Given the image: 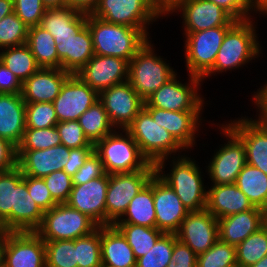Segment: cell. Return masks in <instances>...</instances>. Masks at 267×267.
I'll return each mask as SVG.
<instances>
[{"mask_svg":"<svg viewBox=\"0 0 267 267\" xmlns=\"http://www.w3.org/2000/svg\"><path fill=\"white\" fill-rule=\"evenodd\" d=\"M177 239L199 255L219 239L218 219L207 209L191 211L183 219L176 233Z\"/></svg>","mask_w":267,"mask_h":267,"instance_id":"cell-20","label":"cell"},{"mask_svg":"<svg viewBox=\"0 0 267 267\" xmlns=\"http://www.w3.org/2000/svg\"><path fill=\"white\" fill-rule=\"evenodd\" d=\"M13 7L15 14L28 28L40 25L47 9L42 0H13Z\"/></svg>","mask_w":267,"mask_h":267,"instance_id":"cell-49","label":"cell"},{"mask_svg":"<svg viewBox=\"0 0 267 267\" xmlns=\"http://www.w3.org/2000/svg\"><path fill=\"white\" fill-rule=\"evenodd\" d=\"M17 167V147L0 137V172Z\"/></svg>","mask_w":267,"mask_h":267,"instance_id":"cell-55","label":"cell"},{"mask_svg":"<svg viewBox=\"0 0 267 267\" xmlns=\"http://www.w3.org/2000/svg\"><path fill=\"white\" fill-rule=\"evenodd\" d=\"M256 13L267 18V0H256Z\"/></svg>","mask_w":267,"mask_h":267,"instance_id":"cell-61","label":"cell"},{"mask_svg":"<svg viewBox=\"0 0 267 267\" xmlns=\"http://www.w3.org/2000/svg\"><path fill=\"white\" fill-rule=\"evenodd\" d=\"M99 99V94L76 74H71L52 102L58 122L78 120Z\"/></svg>","mask_w":267,"mask_h":267,"instance_id":"cell-18","label":"cell"},{"mask_svg":"<svg viewBox=\"0 0 267 267\" xmlns=\"http://www.w3.org/2000/svg\"><path fill=\"white\" fill-rule=\"evenodd\" d=\"M165 17L181 0H149Z\"/></svg>","mask_w":267,"mask_h":267,"instance_id":"cell-59","label":"cell"},{"mask_svg":"<svg viewBox=\"0 0 267 267\" xmlns=\"http://www.w3.org/2000/svg\"><path fill=\"white\" fill-rule=\"evenodd\" d=\"M61 144L56 126L44 129L26 128L17 150L48 149Z\"/></svg>","mask_w":267,"mask_h":267,"instance_id":"cell-44","label":"cell"},{"mask_svg":"<svg viewBox=\"0 0 267 267\" xmlns=\"http://www.w3.org/2000/svg\"><path fill=\"white\" fill-rule=\"evenodd\" d=\"M188 156L189 153L160 160L155 165L156 174L175 191L189 212L201 211L207 205L208 184L204 182V178H207L206 170L204 173L199 162L193 156Z\"/></svg>","mask_w":267,"mask_h":267,"instance_id":"cell-1","label":"cell"},{"mask_svg":"<svg viewBox=\"0 0 267 267\" xmlns=\"http://www.w3.org/2000/svg\"><path fill=\"white\" fill-rule=\"evenodd\" d=\"M94 152L109 175L142 170L149 164L133 137L123 129H116L97 142Z\"/></svg>","mask_w":267,"mask_h":267,"instance_id":"cell-6","label":"cell"},{"mask_svg":"<svg viewBox=\"0 0 267 267\" xmlns=\"http://www.w3.org/2000/svg\"><path fill=\"white\" fill-rule=\"evenodd\" d=\"M176 234H163L150 251L136 260V267H167L171 261Z\"/></svg>","mask_w":267,"mask_h":267,"instance_id":"cell-41","label":"cell"},{"mask_svg":"<svg viewBox=\"0 0 267 267\" xmlns=\"http://www.w3.org/2000/svg\"><path fill=\"white\" fill-rule=\"evenodd\" d=\"M98 100L103 104L115 129L123 130L133 122L145 103L128 81L101 91Z\"/></svg>","mask_w":267,"mask_h":267,"instance_id":"cell-16","label":"cell"},{"mask_svg":"<svg viewBox=\"0 0 267 267\" xmlns=\"http://www.w3.org/2000/svg\"><path fill=\"white\" fill-rule=\"evenodd\" d=\"M114 225L126 237L136 259L147 254L156 241L164 234L156 227H147L128 223H115Z\"/></svg>","mask_w":267,"mask_h":267,"instance_id":"cell-38","label":"cell"},{"mask_svg":"<svg viewBox=\"0 0 267 267\" xmlns=\"http://www.w3.org/2000/svg\"><path fill=\"white\" fill-rule=\"evenodd\" d=\"M98 227L87 215L62 203L44 212L42 224L35 232L44 241L75 240Z\"/></svg>","mask_w":267,"mask_h":267,"instance_id":"cell-10","label":"cell"},{"mask_svg":"<svg viewBox=\"0 0 267 267\" xmlns=\"http://www.w3.org/2000/svg\"><path fill=\"white\" fill-rule=\"evenodd\" d=\"M56 129L61 138V144L68 148L94 147L86 138L78 120L58 122Z\"/></svg>","mask_w":267,"mask_h":267,"instance_id":"cell-47","label":"cell"},{"mask_svg":"<svg viewBox=\"0 0 267 267\" xmlns=\"http://www.w3.org/2000/svg\"><path fill=\"white\" fill-rule=\"evenodd\" d=\"M257 17L245 21H237L225 34L216 55L213 67L201 78L203 82L217 74L236 71L253 63L263 56L262 47L257 34ZM256 23V24H255ZM259 40V41H258ZM247 64V65H246Z\"/></svg>","mask_w":267,"mask_h":267,"instance_id":"cell-2","label":"cell"},{"mask_svg":"<svg viewBox=\"0 0 267 267\" xmlns=\"http://www.w3.org/2000/svg\"><path fill=\"white\" fill-rule=\"evenodd\" d=\"M267 255V229L260 228L236 246V262L249 267Z\"/></svg>","mask_w":267,"mask_h":267,"instance_id":"cell-39","label":"cell"},{"mask_svg":"<svg viewBox=\"0 0 267 267\" xmlns=\"http://www.w3.org/2000/svg\"><path fill=\"white\" fill-rule=\"evenodd\" d=\"M3 259V232L0 231V267H2Z\"/></svg>","mask_w":267,"mask_h":267,"instance_id":"cell-65","label":"cell"},{"mask_svg":"<svg viewBox=\"0 0 267 267\" xmlns=\"http://www.w3.org/2000/svg\"><path fill=\"white\" fill-rule=\"evenodd\" d=\"M253 207L235 184L208 185L206 209L217 219L247 211Z\"/></svg>","mask_w":267,"mask_h":267,"instance_id":"cell-28","label":"cell"},{"mask_svg":"<svg viewBox=\"0 0 267 267\" xmlns=\"http://www.w3.org/2000/svg\"><path fill=\"white\" fill-rule=\"evenodd\" d=\"M42 2L47 9L65 7V0H42Z\"/></svg>","mask_w":267,"mask_h":267,"instance_id":"cell-62","label":"cell"},{"mask_svg":"<svg viewBox=\"0 0 267 267\" xmlns=\"http://www.w3.org/2000/svg\"><path fill=\"white\" fill-rule=\"evenodd\" d=\"M28 27L12 12L0 21V49L26 44Z\"/></svg>","mask_w":267,"mask_h":267,"instance_id":"cell-45","label":"cell"},{"mask_svg":"<svg viewBox=\"0 0 267 267\" xmlns=\"http://www.w3.org/2000/svg\"><path fill=\"white\" fill-rule=\"evenodd\" d=\"M93 152L94 147L71 148L69 150L68 168H63V170L72 177Z\"/></svg>","mask_w":267,"mask_h":267,"instance_id":"cell-56","label":"cell"},{"mask_svg":"<svg viewBox=\"0 0 267 267\" xmlns=\"http://www.w3.org/2000/svg\"><path fill=\"white\" fill-rule=\"evenodd\" d=\"M70 148L63 144L40 150H17V167L24 176L44 178L68 168Z\"/></svg>","mask_w":267,"mask_h":267,"instance_id":"cell-23","label":"cell"},{"mask_svg":"<svg viewBox=\"0 0 267 267\" xmlns=\"http://www.w3.org/2000/svg\"><path fill=\"white\" fill-rule=\"evenodd\" d=\"M109 174L73 185L66 204L91 218L99 227L106 225V192Z\"/></svg>","mask_w":267,"mask_h":267,"instance_id":"cell-21","label":"cell"},{"mask_svg":"<svg viewBox=\"0 0 267 267\" xmlns=\"http://www.w3.org/2000/svg\"><path fill=\"white\" fill-rule=\"evenodd\" d=\"M262 227V209L255 206L247 211L218 219L219 239L234 246Z\"/></svg>","mask_w":267,"mask_h":267,"instance_id":"cell-27","label":"cell"},{"mask_svg":"<svg viewBox=\"0 0 267 267\" xmlns=\"http://www.w3.org/2000/svg\"><path fill=\"white\" fill-rule=\"evenodd\" d=\"M209 1L221 7L236 21H245L257 16L256 0H209Z\"/></svg>","mask_w":267,"mask_h":267,"instance_id":"cell-50","label":"cell"},{"mask_svg":"<svg viewBox=\"0 0 267 267\" xmlns=\"http://www.w3.org/2000/svg\"><path fill=\"white\" fill-rule=\"evenodd\" d=\"M180 14L183 33L203 31L215 27L234 25V20L225 10L209 0H181L166 16Z\"/></svg>","mask_w":267,"mask_h":267,"instance_id":"cell-14","label":"cell"},{"mask_svg":"<svg viewBox=\"0 0 267 267\" xmlns=\"http://www.w3.org/2000/svg\"><path fill=\"white\" fill-rule=\"evenodd\" d=\"M235 185L253 206L262 209L267 204V175L260 169L246 163L238 174Z\"/></svg>","mask_w":267,"mask_h":267,"instance_id":"cell-34","label":"cell"},{"mask_svg":"<svg viewBox=\"0 0 267 267\" xmlns=\"http://www.w3.org/2000/svg\"><path fill=\"white\" fill-rule=\"evenodd\" d=\"M134 252L115 225L101 226L102 267H136Z\"/></svg>","mask_w":267,"mask_h":267,"instance_id":"cell-29","label":"cell"},{"mask_svg":"<svg viewBox=\"0 0 267 267\" xmlns=\"http://www.w3.org/2000/svg\"><path fill=\"white\" fill-rule=\"evenodd\" d=\"M0 61L24 83L40 67L27 44L0 49Z\"/></svg>","mask_w":267,"mask_h":267,"instance_id":"cell-35","label":"cell"},{"mask_svg":"<svg viewBox=\"0 0 267 267\" xmlns=\"http://www.w3.org/2000/svg\"><path fill=\"white\" fill-rule=\"evenodd\" d=\"M86 24L87 13L69 6L46 9L40 22V26L54 39L76 35Z\"/></svg>","mask_w":267,"mask_h":267,"instance_id":"cell-31","label":"cell"},{"mask_svg":"<svg viewBox=\"0 0 267 267\" xmlns=\"http://www.w3.org/2000/svg\"><path fill=\"white\" fill-rule=\"evenodd\" d=\"M70 72L61 68H39L22 83V98L25 103L53 102Z\"/></svg>","mask_w":267,"mask_h":267,"instance_id":"cell-25","label":"cell"},{"mask_svg":"<svg viewBox=\"0 0 267 267\" xmlns=\"http://www.w3.org/2000/svg\"><path fill=\"white\" fill-rule=\"evenodd\" d=\"M167 267H197V255L190 247L177 240Z\"/></svg>","mask_w":267,"mask_h":267,"instance_id":"cell-53","label":"cell"},{"mask_svg":"<svg viewBox=\"0 0 267 267\" xmlns=\"http://www.w3.org/2000/svg\"><path fill=\"white\" fill-rule=\"evenodd\" d=\"M151 115L153 120L164 127L174 138L187 150L192 151L197 145V140L204 122L213 127V121L205 120L204 111H170L156 107H144ZM211 124V126H210ZM203 125V126H201ZM200 130V131H199ZM200 133V134H199Z\"/></svg>","mask_w":267,"mask_h":267,"instance_id":"cell-15","label":"cell"},{"mask_svg":"<svg viewBox=\"0 0 267 267\" xmlns=\"http://www.w3.org/2000/svg\"><path fill=\"white\" fill-rule=\"evenodd\" d=\"M155 49L149 39L128 63V82L144 101L178 73Z\"/></svg>","mask_w":267,"mask_h":267,"instance_id":"cell-4","label":"cell"},{"mask_svg":"<svg viewBox=\"0 0 267 267\" xmlns=\"http://www.w3.org/2000/svg\"><path fill=\"white\" fill-rule=\"evenodd\" d=\"M26 103L21 94H0V137L16 147L26 129Z\"/></svg>","mask_w":267,"mask_h":267,"instance_id":"cell-26","label":"cell"},{"mask_svg":"<svg viewBox=\"0 0 267 267\" xmlns=\"http://www.w3.org/2000/svg\"><path fill=\"white\" fill-rule=\"evenodd\" d=\"M78 267H102L101 226L91 234L75 239Z\"/></svg>","mask_w":267,"mask_h":267,"instance_id":"cell-40","label":"cell"},{"mask_svg":"<svg viewBox=\"0 0 267 267\" xmlns=\"http://www.w3.org/2000/svg\"><path fill=\"white\" fill-rule=\"evenodd\" d=\"M21 81L0 61V94H21Z\"/></svg>","mask_w":267,"mask_h":267,"instance_id":"cell-54","label":"cell"},{"mask_svg":"<svg viewBox=\"0 0 267 267\" xmlns=\"http://www.w3.org/2000/svg\"><path fill=\"white\" fill-rule=\"evenodd\" d=\"M263 227L267 229V204L262 208Z\"/></svg>","mask_w":267,"mask_h":267,"instance_id":"cell-64","label":"cell"},{"mask_svg":"<svg viewBox=\"0 0 267 267\" xmlns=\"http://www.w3.org/2000/svg\"><path fill=\"white\" fill-rule=\"evenodd\" d=\"M153 199L156 228L165 234H176L189 210L175 191L156 173L153 175Z\"/></svg>","mask_w":267,"mask_h":267,"instance_id":"cell-22","label":"cell"},{"mask_svg":"<svg viewBox=\"0 0 267 267\" xmlns=\"http://www.w3.org/2000/svg\"><path fill=\"white\" fill-rule=\"evenodd\" d=\"M177 73L166 84L152 93L145 100L144 107H156L170 111H204L205 97L200 93L202 79L197 76L189 75L187 81L181 80ZM181 80V81H180Z\"/></svg>","mask_w":267,"mask_h":267,"instance_id":"cell-8","label":"cell"},{"mask_svg":"<svg viewBox=\"0 0 267 267\" xmlns=\"http://www.w3.org/2000/svg\"><path fill=\"white\" fill-rule=\"evenodd\" d=\"M40 68H59L54 37L40 25L28 28L27 42Z\"/></svg>","mask_w":267,"mask_h":267,"instance_id":"cell-33","label":"cell"},{"mask_svg":"<svg viewBox=\"0 0 267 267\" xmlns=\"http://www.w3.org/2000/svg\"><path fill=\"white\" fill-rule=\"evenodd\" d=\"M76 75L99 94L128 81V62L119 57L94 54Z\"/></svg>","mask_w":267,"mask_h":267,"instance_id":"cell-19","label":"cell"},{"mask_svg":"<svg viewBox=\"0 0 267 267\" xmlns=\"http://www.w3.org/2000/svg\"><path fill=\"white\" fill-rule=\"evenodd\" d=\"M46 267H78L75 240L44 241Z\"/></svg>","mask_w":267,"mask_h":267,"instance_id":"cell-42","label":"cell"},{"mask_svg":"<svg viewBox=\"0 0 267 267\" xmlns=\"http://www.w3.org/2000/svg\"><path fill=\"white\" fill-rule=\"evenodd\" d=\"M230 267H240L239 265H233V266H230Z\"/></svg>","mask_w":267,"mask_h":267,"instance_id":"cell-66","label":"cell"},{"mask_svg":"<svg viewBox=\"0 0 267 267\" xmlns=\"http://www.w3.org/2000/svg\"><path fill=\"white\" fill-rule=\"evenodd\" d=\"M237 265L236 246L218 239L206 252L197 255V267H230Z\"/></svg>","mask_w":267,"mask_h":267,"instance_id":"cell-43","label":"cell"},{"mask_svg":"<svg viewBox=\"0 0 267 267\" xmlns=\"http://www.w3.org/2000/svg\"><path fill=\"white\" fill-rule=\"evenodd\" d=\"M116 223L156 227V214L153 199V176L140 192L133 197L126 212Z\"/></svg>","mask_w":267,"mask_h":267,"instance_id":"cell-32","label":"cell"},{"mask_svg":"<svg viewBox=\"0 0 267 267\" xmlns=\"http://www.w3.org/2000/svg\"><path fill=\"white\" fill-rule=\"evenodd\" d=\"M249 267H267V255Z\"/></svg>","mask_w":267,"mask_h":267,"instance_id":"cell-63","label":"cell"},{"mask_svg":"<svg viewBox=\"0 0 267 267\" xmlns=\"http://www.w3.org/2000/svg\"><path fill=\"white\" fill-rule=\"evenodd\" d=\"M251 104L256 108V116L253 119H256L261 122L267 123V80L265 84L260 86L256 91H253Z\"/></svg>","mask_w":267,"mask_h":267,"instance_id":"cell-57","label":"cell"},{"mask_svg":"<svg viewBox=\"0 0 267 267\" xmlns=\"http://www.w3.org/2000/svg\"><path fill=\"white\" fill-rule=\"evenodd\" d=\"M156 173L154 164L129 173L109 175L106 192V225H114L126 212L130 201Z\"/></svg>","mask_w":267,"mask_h":267,"instance_id":"cell-12","label":"cell"},{"mask_svg":"<svg viewBox=\"0 0 267 267\" xmlns=\"http://www.w3.org/2000/svg\"><path fill=\"white\" fill-rule=\"evenodd\" d=\"M78 122L86 138L93 145L116 130L99 100L79 117Z\"/></svg>","mask_w":267,"mask_h":267,"instance_id":"cell-36","label":"cell"},{"mask_svg":"<svg viewBox=\"0 0 267 267\" xmlns=\"http://www.w3.org/2000/svg\"><path fill=\"white\" fill-rule=\"evenodd\" d=\"M241 115L223 122L243 142L247 164L267 175V123Z\"/></svg>","mask_w":267,"mask_h":267,"instance_id":"cell-17","label":"cell"},{"mask_svg":"<svg viewBox=\"0 0 267 267\" xmlns=\"http://www.w3.org/2000/svg\"><path fill=\"white\" fill-rule=\"evenodd\" d=\"M100 0H65V6L73 7L85 13H91Z\"/></svg>","mask_w":267,"mask_h":267,"instance_id":"cell-58","label":"cell"},{"mask_svg":"<svg viewBox=\"0 0 267 267\" xmlns=\"http://www.w3.org/2000/svg\"><path fill=\"white\" fill-rule=\"evenodd\" d=\"M213 122V126L220 131L225 139L208 159L205 166L210 185L235 184L238 174L247 163L243 142L223 123ZM227 140V141H226Z\"/></svg>","mask_w":267,"mask_h":267,"instance_id":"cell-7","label":"cell"},{"mask_svg":"<svg viewBox=\"0 0 267 267\" xmlns=\"http://www.w3.org/2000/svg\"><path fill=\"white\" fill-rule=\"evenodd\" d=\"M26 184L30 196L44 212L57 205L43 178L26 176Z\"/></svg>","mask_w":267,"mask_h":267,"instance_id":"cell-51","label":"cell"},{"mask_svg":"<svg viewBox=\"0 0 267 267\" xmlns=\"http://www.w3.org/2000/svg\"><path fill=\"white\" fill-rule=\"evenodd\" d=\"M103 163L99 156L93 152L78 171L72 176V184L80 185L90 180L99 178L105 174Z\"/></svg>","mask_w":267,"mask_h":267,"instance_id":"cell-52","label":"cell"},{"mask_svg":"<svg viewBox=\"0 0 267 267\" xmlns=\"http://www.w3.org/2000/svg\"><path fill=\"white\" fill-rule=\"evenodd\" d=\"M87 25L93 38L94 54L129 61L149 38L138 28L112 24L87 13Z\"/></svg>","mask_w":267,"mask_h":267,"instance_id":"cell-3","label":"cell"},{"mask_svg":"<svg viewBox=\"0 0 267 267\" xmlns=\"http://www.w3.org/2000/svg\"><path fill=\"white\" fill-rule=\"evenodd\" d=\"M59 57V68L76 74L93 56V38L86 24L76 35L54 39Z\"/></svg>","mask_w":267,"mask_h":267,"instance_id":"cell-24","label":"cell"},{"mask_svg":"<svg viewBox=\"0 0 267 267\" xmlns=\"http://www.w3.org/2000/svg\"><path fill=\"white\" fill-rule=\"evenodd\" d=\"M90 14L108 23L138 28L149 39L151 25L165 18L149 0H100Z\"/></svg>","mask_w":267,"mask_h":267,"instance_id":"cell-9","label":"cell"},{"mask_svg":"<svg viewBox=\"0 0 267 267\" xmlns=\"http://www.w3.org/2000/svg\"><path fill=\"white\" fill-rule=\"evenodd\" d=\"M126 131L137 143L141 154L154 165L164 158L188 153L172 134L153 120L145 108L136 115Z\"/></svg>","mask_w":267,"mask_h":267,"instance_id":"cell-5","label":"cell"},{"mask_svg":"<svg viewBox=\"0 0 267 267\" xmlns=\"http://www.w3.org/2000/svg\"><path fill=\"white\" fill-rule=\"evenodd\" d=\"M232 26L225 25L203 31L182 33L184 64L189 75L202 78L213 67L224 36Z\"/></svg>","mask_w":267,"mask_h":267,"instance_id":"cell-11","label":"cell"},{"mask_svg":"<svg viewBox=\"0 0 267 267\" xmlns=\"http://www.w3.org/2000/svg\"><path fill=\"white\" fill-rule=\"evenodd\" d=\"M14 12L13 0H0V21Z\"/></svg>","mask_w":267,"mask_h":267,"instance_id":"cell-60","label":"cell"},{"mask_svg":"<svg viewBox=\"0 0 267 267\" xmlns=\"http://www.w3.org/2000/svg\"><path fill=\"white\" fill-rule=\"evenodd\" d=\"M26 128L44 129L56 126L58 119L51 102L26 103Z\"/></svg>","mask_w":267,"mask_h":267,"instance_id":"cell-46","label":"cell"},{"mask_svg":"<svg viewBox=\"0 0 267 267\" xmlns=\"http://www.w3.org/2000/svg\"><path fill=\"white\" fill-rule=\"evenodd\" d=\"M3 267H46L44 240L35 231L3 232Z\"/></svg>","mask_w":267,"mask_h":267,"instance_id":"cell-13","label":"cell"},{"mask_svg":"<svg viewBox=\"0 0 267 267\" xmlns=\"http://www.w3.org/2000/svg\"><path fill=\"white\" fill-rule=\"evenodd\" d=\"M43 179L53 200L57 204L66 203L73 187L72 177L60 170L50 173Z\"/></svg>","mask_w":267,"mask_h":267,"instance_id":"cell-48","label":"cell"},{"mask_svg":"<svg viewBox=\"0 0 267 267\" xmlns=\"http://www.w3.org/2000/svg\"><path fill=\"white\" fill-rule=\"evenodd\" d=\"M44 211L27 190L26 176L16 185L15 208L11 211V232L36 231L42 224Z\"/></svg>","mask_w":267,"mask_h":267,"instance_id":"cell-30","label":"cell"},{"mask_svg":"<svg viewBox=\"0 0 267 267\" xmlns=\"http://www.w3.org/2000/svg\"><path fill=\"white\" fill-rule=\"evenodd\" d=\"M23 179V173L16 167L0 172V231L11 232V211L15 208V188Z\"/></svg>","mask_w":267,"mask_h":267,"instance_id":"cell-37","label":"cell"}]
</instances>
